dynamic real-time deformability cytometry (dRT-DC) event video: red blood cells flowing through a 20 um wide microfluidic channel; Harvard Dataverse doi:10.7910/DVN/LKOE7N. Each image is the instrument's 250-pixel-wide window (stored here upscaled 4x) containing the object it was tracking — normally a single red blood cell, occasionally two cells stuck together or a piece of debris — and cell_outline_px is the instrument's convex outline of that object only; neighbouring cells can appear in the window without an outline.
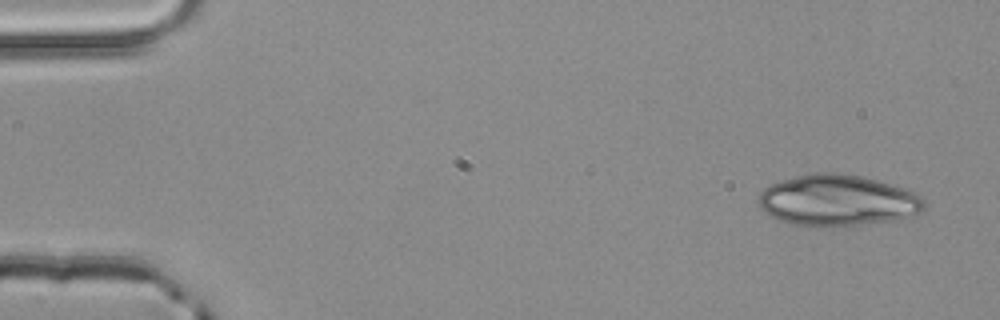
{"species": "common noctule bat (a hibernating species)", "species_latin": "Nyctalus noctula", "temperature_condition": "room temperature", "stored_images_in_passage": 3, "camera_frame_rate_fps": 3000, "um_per_image_px": 0.085, "animal": {"sex": "male", "body_mass_g": 20.4}, "frame": {"image": 1, "passage_image": 1, "time_ms": 0.0, "image_size_px": [1000, 320], "cell_outline_px": [[928, 204], [920, 212], [896, 220], [856, 224], [788, 224], [764, 212], [760, 208], [756, 200], [760, 192], [768, 184], [780, 180], [812, 172], [836, 172], [860, 176], [876, 180], [904, 188], [916, 192], [924, 196]], "centroid_in_image_um": [71.19, 16.99], "position_along_channel_um": 13.8, "area_um2": 49.19}}